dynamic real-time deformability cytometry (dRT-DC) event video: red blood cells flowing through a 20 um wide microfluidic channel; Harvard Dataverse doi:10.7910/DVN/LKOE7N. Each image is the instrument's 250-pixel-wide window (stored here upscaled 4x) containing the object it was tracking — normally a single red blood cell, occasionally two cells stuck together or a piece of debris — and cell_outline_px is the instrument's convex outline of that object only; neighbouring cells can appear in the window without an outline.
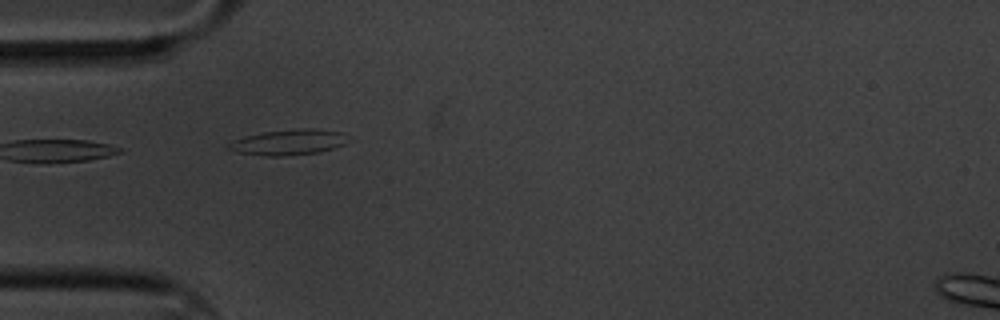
{"species": "common noctule bat (a hibernating species)", "species_latin": "Nyctalus noctula", "temperature_condition": "cold", "stored_images_in_passage": 8, "camera_frame_rate_fps": 3000, "um_per_image_px": 0.085, "animal": {"sex": "male", "body_mass_g": 20.1, "forearm_length_mm": 53.5}, "frame": {"image": 1, "passage_image": 6, "time_ms": 1.667, "image_size_px": [1000, 320], "cell_outline_px": [[352, 140], [344, 144], [320, 152], [284, 156], [264, 156], [236, 152], [224, 148], [228, 144], [236, 140], [248, 136], [264, 132], [296, 128], [312, 128], [344, 132]], "centroid_in_image_um": [24.59, 12.09], "position_along_channel_um": 60.4, "area_um2": 17.98}}
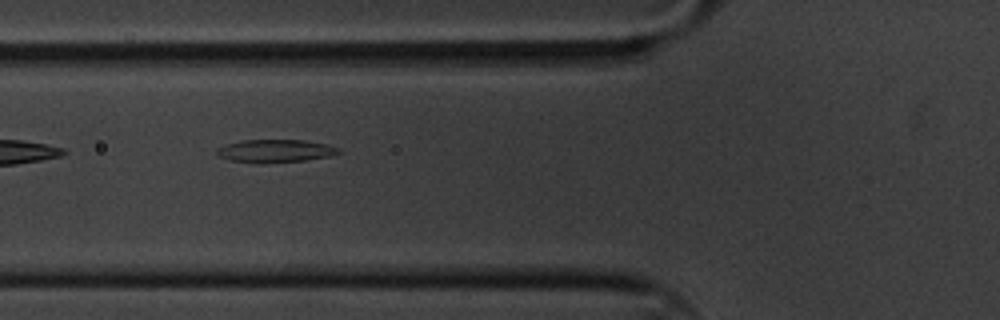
{"frame": {"image": 2, "passage_image": 7, "time_ms": 2.0, "image_size_px": [1000, 320], "cell_outline_px": [[340, 152], [328, 156], [304, 160], [264, 164], [256, 164], [228, 160], [220, 156], [216, 152], [216, 148], [240, 140], [304, 140], [324, 144], [340, 148]], "centroid_in_image_um": [23.34, 12.84], "position_along_channel_um": 102.5, "area_um2": 16.3}}